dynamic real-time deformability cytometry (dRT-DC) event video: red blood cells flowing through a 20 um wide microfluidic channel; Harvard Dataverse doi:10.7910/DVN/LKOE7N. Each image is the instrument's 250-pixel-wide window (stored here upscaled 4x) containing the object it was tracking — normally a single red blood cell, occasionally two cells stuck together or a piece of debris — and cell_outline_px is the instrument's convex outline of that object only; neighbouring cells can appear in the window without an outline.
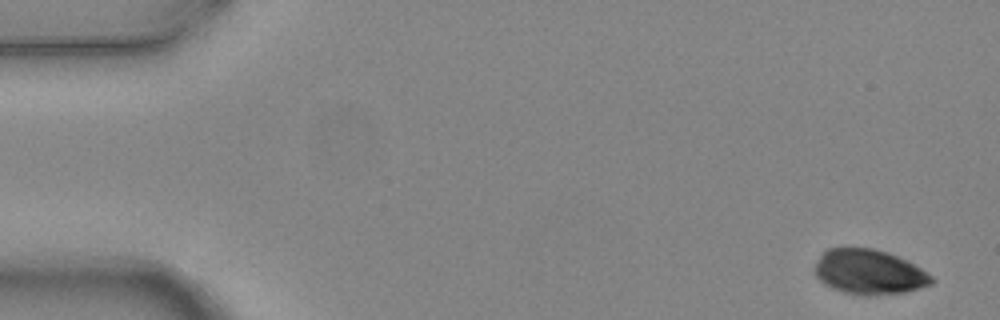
{"species": "common noctule bat (a hibernating species)", "species_latin": "Nyctalus noctula", "temperature_condition": "warm", "stored_images_in_passage": 5, "camera_frame_rate_fps": 3000, "um_per_image_px": 0.085, "animal": {"sex": "female", "body_mass_g": 24.6, "forearm_length_mm": 56.2}, "frame": {"image": 1, "passage_image": 1, "time_ms": 0.0, "image_size_px": [1000, 320], "cell_outline_px": [[936, 280], [932, 284], [920, 288], [904, 292], [872, 296], [864, 296], [844, 292], [832, 288], [824, 284], [812, 272], [812, 268], [820, 256], [828, 248], [872, 248], [888, 252], [920, 268], [932, 276]], "centroid_in_image_um": [73.84, 23.13], "position_along_channel_um": 11.2, "area_um2": 30.63}}
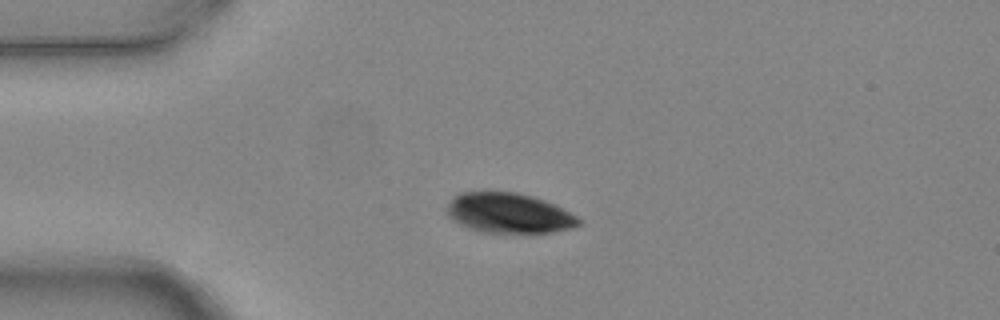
{"frame": {"image": 2, "passage_image": 4, "time_ms": 1.0, "image_size_px": [1000, 320], "cell_outline_px": [[580, 224], [572, 228], [552, 232], [480, 232], [468, 228], [452, 220], [448, 216], [448, 204], [456, 196], [464, 192], [516, 192], [532, 196], [544, 200], [576, 216], [580, 220]], "centroid_in_image_um": [43.24, 18.12], "position_along_channel_um": 41.8, "area_um2": 30.23}}